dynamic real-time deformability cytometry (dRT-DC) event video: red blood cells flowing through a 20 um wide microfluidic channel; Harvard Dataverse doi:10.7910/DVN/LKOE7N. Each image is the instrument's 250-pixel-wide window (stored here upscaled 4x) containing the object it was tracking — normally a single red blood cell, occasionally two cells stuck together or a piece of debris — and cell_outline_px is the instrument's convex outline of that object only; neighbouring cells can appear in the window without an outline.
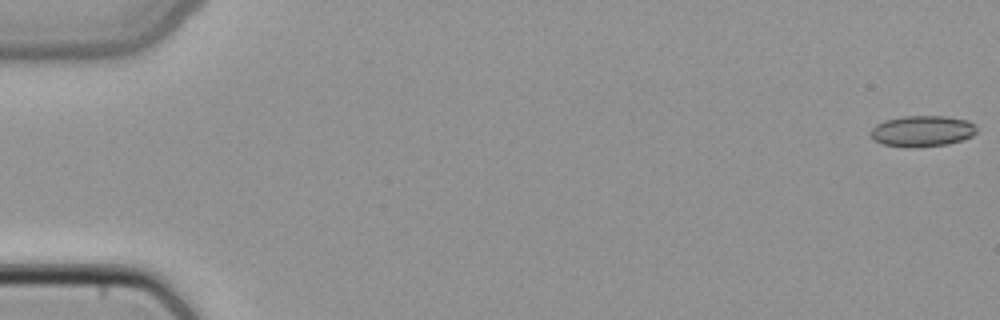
{"species": "common noctule bat (a hibernating species)", "species_latin": "Nyctalus noctula", "temperature_condition": "cold", "stored_images_in_passage": 50, "camera_frame_rate_fps": 3000, "um_per_image_px": 0.085, "animal": {"sex": "female", "body_mass_g": 22.7, "forearm_length_mm": 54.2}, "frame": {"image": 1, "passage_image": 1, "time_ms": 0.0, "image_size_px": [1000, 320], "cell_outline_px": [[976, 132], [972, 136], [948, 144], [912, 148], [904, 148], [884, 144], [872, 140], [868, 132], [876, 124], [884, 120], [904, 116], [944, 116], [968, 120], [976, 124]], "centroid_in_image_um": [78.35, 11.15], "position_along_channel_um": 6.7, "area_um2": 19.48}}
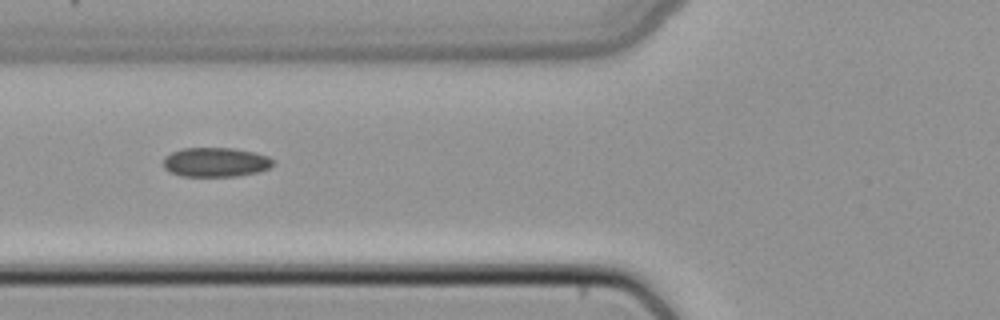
{"frame": {"image": 2, "passage_image": 20, "time_ms": 6.333, "image_size_px": [1000, 320], "cell_outline_px": [[276, 164], [260, 172], [236, 176], [180, 176], [168, 172], [164, 168], [164, 156], [172, 152], [184, 148], [232, 148], [256, 152], [268, 156]], "centroid_in_image_um": [18.33, 13.79], "position_along_channel_um": 107.5, "area_um2": 18.96}}
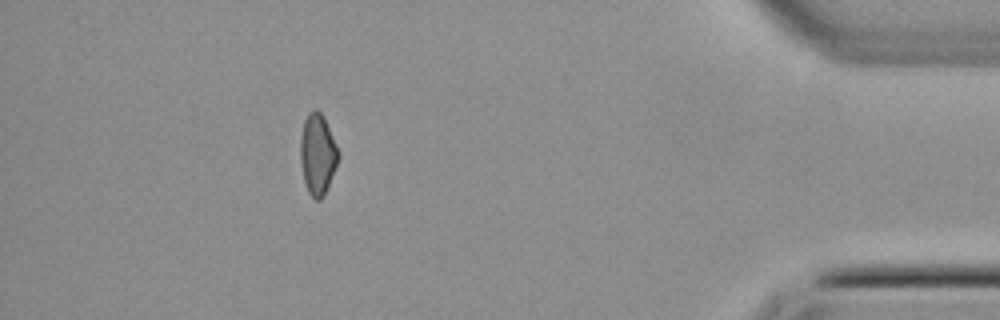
{"frame": {"image": 3, "passage_image": 45, "time_ms": 14.667, "image_size_px": [1000, 320], "cell_outline_px": [[340, 156], [336, 168], [320, 200], [316, 200], [308, 192], [304, 180], [300, 160], [300, 136], [304, 120], [308, 112], [312, 108], [316, 108], [324, 116], [340, 152]], "centroid_in_image_um": [27.0, 13.04], "position_along_channel_um": 408.2, "area_um2": 18.03}}